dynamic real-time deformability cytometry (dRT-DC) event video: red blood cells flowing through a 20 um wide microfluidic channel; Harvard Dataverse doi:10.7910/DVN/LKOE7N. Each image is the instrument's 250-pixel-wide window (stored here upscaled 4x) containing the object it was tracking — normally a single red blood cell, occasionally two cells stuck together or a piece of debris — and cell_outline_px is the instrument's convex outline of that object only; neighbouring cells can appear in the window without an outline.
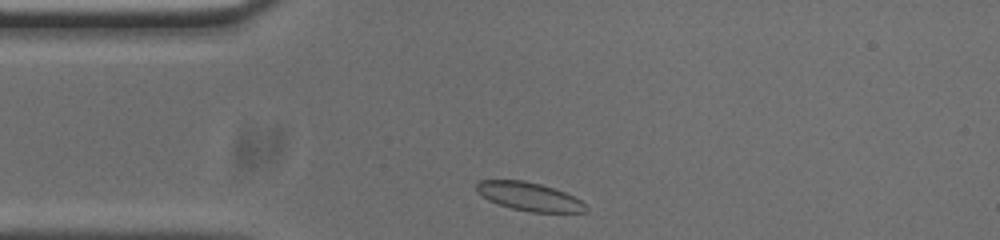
{"species": "common noctule bat (a hibernating species)", "species_latin": "Nyctalus noctula", "temperature_condition": "cold", "stored_images_in_passage": 31, "camera_frame_rate_fps": 3000, "um_per_image_px": 0.085, "animal": {"sex": "male", "body_mass_g": 20.0, "forearm_length_mm": 53.3}, "frame": {"image": 1, "passage_image": 1, "time_ms": 0.0, "image_size_px": [1000, 240], "cell_outline_px": [[588, 208], [584, 212], [532, 212], [512, 208], [488, 200], [476, 188], [476, 184], [480, 180], [524, 180], [540, 184], [564, 192], [580, 200]], "centroid_in_image_um": [44.99, 16.7], "position_along_channel_um": 40.0, "area_um2": 17.69}}
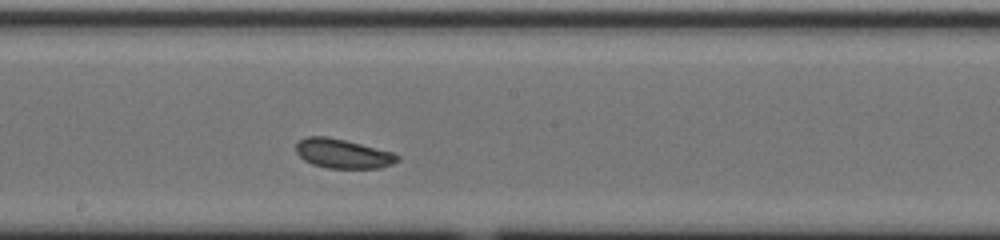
{"frame": {"image": 2, "passage_image": 17, "time_ms": 5.333, "image_size_px": [1000, 240], "cell_outline_px": [[400, 160], [392, 164], [380, 168], [328, 168], [312, 164], [304, 160], [296, 152], [296, 144], [300, 140], [308, 136], [328, 136], [392, 152], [400, 156]], "centroid_in_image_um": [29.14, 13.06], "position_along_channel_um": 219.1, "area_um2": 17.22}}
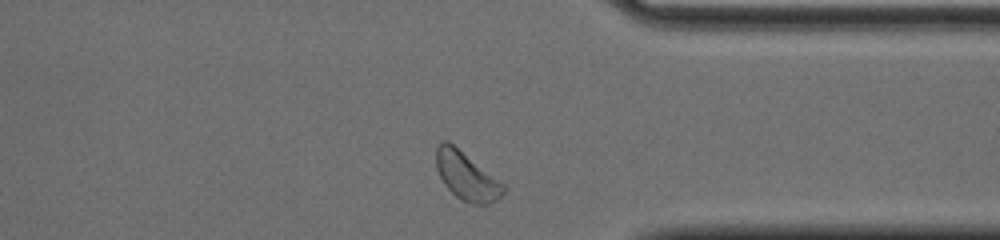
{"frame": {"image": 3, "passage_image": 30, "time_ms": 9.667, "image_size_px": [1000, 240], "cell_outline_px": [[508, 188], [492, 204], [472, 204], [456, 196], [444, 184], [436, 168], [436, 148], [440, 140], [448, 140], [504, 184]], "centroid_in_image_um": [39.65, 14.95], "position_along_channel_um": 371.7, "area_um2": 18.73}, "authors_computed_cell_mechanics": {"area_um2": 17.1088, "velocity_mm_per_s": 3.6926, "shape_relaxation_time_tau1_ms": 3.1762, "shape_relaxation_time_tau2_ms": 1.9145, "deformation_change_tau1": 0.066, "deformation_change_tau2": 0.0539}}